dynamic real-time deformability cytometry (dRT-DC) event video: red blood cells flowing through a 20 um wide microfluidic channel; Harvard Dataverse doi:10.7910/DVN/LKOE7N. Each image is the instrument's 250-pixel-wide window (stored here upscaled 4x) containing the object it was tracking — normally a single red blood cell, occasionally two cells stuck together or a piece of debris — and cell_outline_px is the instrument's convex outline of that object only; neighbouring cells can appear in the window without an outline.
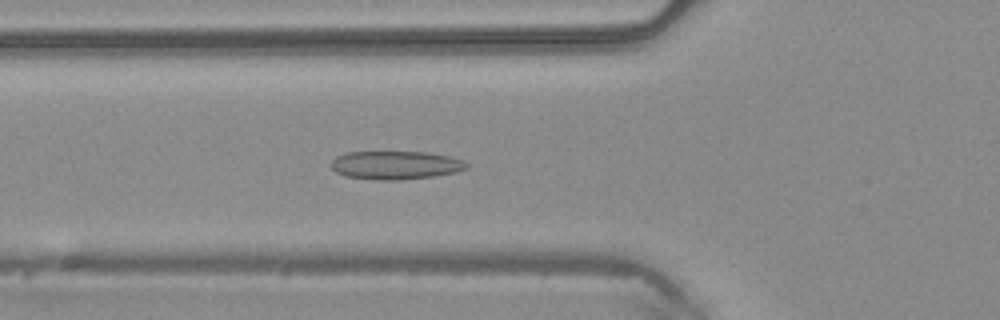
{"species": "common noctule bat (a hibernating species)", "species_latin": "Nyctalus noctula", "temperature_condition": "warm", "stored_images_in_passage": 41, "camera_frame_rate_fps": 3000, "um_per_image_px": 0.085, "animal": {"sex": "male", "body_mass_g": 20.4}, "frame": {"image": 1, "passage_image": 10, "time_ms": 3.0, "image_size_px": [1000, 320], "cell_outline_px": [[468, 168], [456, 172], [436, 176], [400, 180], [376, 180], [344, 176], [336, 172], [332, 168], [332, 160], [336, 156], [348, 152], [428, 152], [448, 156], [464, 160], [468, 164]], "centroid_in_image_um": [33.64, 14.04], "position_along_channel_um": 92.2, "area_um2": 22.54}}
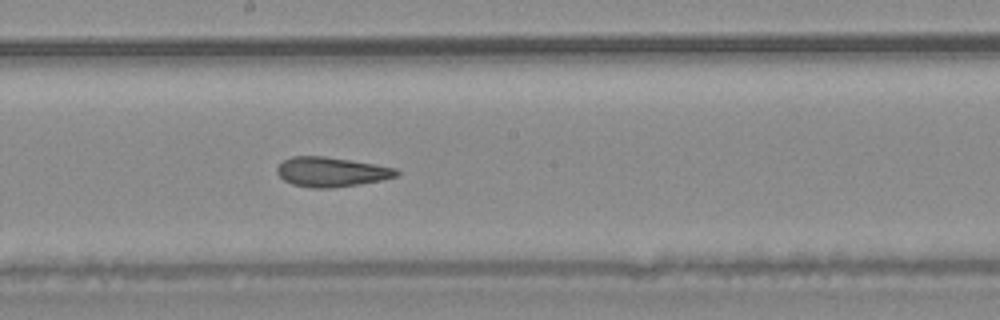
{"frame": {"image": 2, "passage_image": 19, "time_ms": 6.0, "image_size_px": [1000, 320], "cell_outline_px": [[400, 172], [396, 176], [380, 180], [360, 184], [332, 188], [312, 188], [292, 184], [284, 180], [276, 172], [276, 168], [284, 160], [292, 156], [324, 156], [376, 164], [396, 168]], "centroid_in_image_um": [28.15, 14.61], "position_along_channel_um": 220.0, "area_um2": 20.58}}
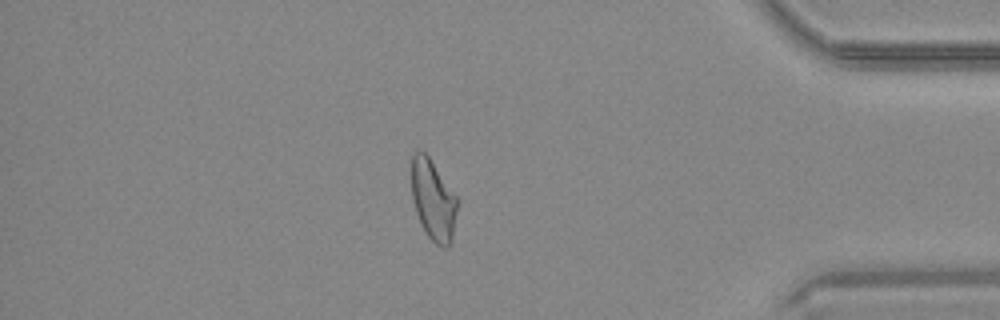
{"frame": {"image": 3, "passage_image": 34, "time_ms": 11.0, "image_size_px": [1000, 320], "cell_outline_px": [[456, 212], [452, 240], [448, 248], [444, 248], [436, 244], [428, 236], [420, 224], [412, 200], [412, 156], [420, 148], [428, 156], [456, 196]], "centroid_in_image_um": [36.8, 17.03], "position_along_channel_um": 398.4, "area_um2": 21.21}, "authors_computed_cell_mechanics": {"area_um2": 21.5016, "velocity_mm_per_s": 4.2608, "shape_relaxation_time_tau1_ms": null, "shape_relaxation_time_tau2_ms": 2.3564, "deformation_change_tau1": null, "deformation_change_tau2": 0.1029}}